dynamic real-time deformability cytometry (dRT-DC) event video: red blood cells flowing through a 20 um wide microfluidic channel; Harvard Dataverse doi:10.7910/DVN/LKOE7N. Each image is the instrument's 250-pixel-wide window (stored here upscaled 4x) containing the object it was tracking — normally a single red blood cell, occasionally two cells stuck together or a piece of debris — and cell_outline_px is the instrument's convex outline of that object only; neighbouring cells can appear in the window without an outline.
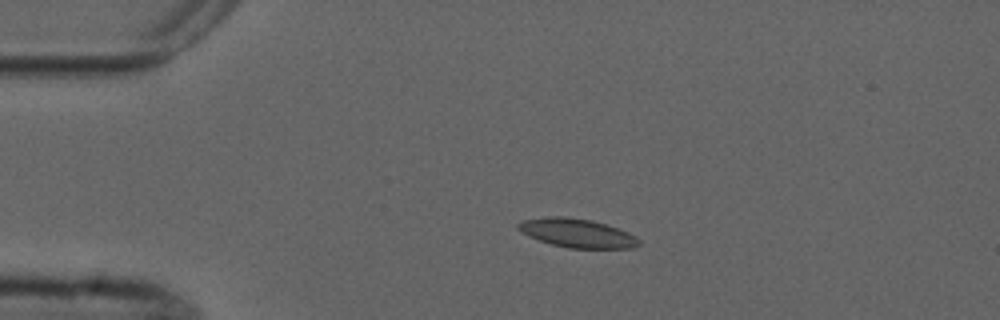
{"species": "common noctule bat (a hibernating species)", "species_latin": "Nyctalus noctula", "temperature_condition": "cold", "stored_images_in_passage": 4, "camera_frame_rate_fps": 3000, "um_per_image_px": 0.085, "animal": {"sex": "male", "forearm_length_mm": 52.5}, "frame": {"image": 1, "passage_image": 2, "time_ms": 1.333, "image_size_px": [1000, 320], "cell_outline_px": [[640, 244], [632, 248], [568, 248], [552, 244], [528, 236], [516, 228], [516, 224], [524, 220], [548, 216], [564, 216], [592, 220], [628, 232], [636, 236], [640, 240]], "centroid_in_image_um": [49.04, 19.81], "position_along_channel_um": 36.0, "area_um2": 20.17}}
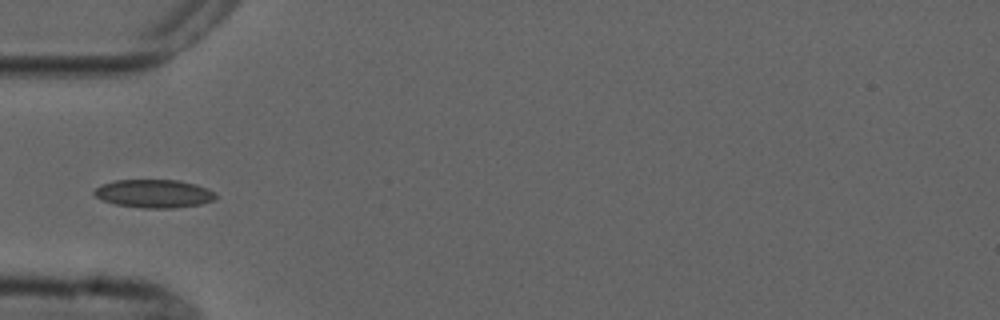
{"frame": {"image": 2, "passage_image": 4, "time_ms": 3.333, "image_size_px": [1000, 320], "cell_outline_px": [[216, 196], [212, 200], [200, 204], [176, 208], [140, 208], [116, 204], [104, 200], [96, 196], [92, 192], [100, 184], [116, 180], [180, 180], [196, 184], [208, 188], [216, 192]], "centroid_in_image_um": [13.1, 16.45], "position_along_channel_um": 71.9, "area_um2": 20.06}}